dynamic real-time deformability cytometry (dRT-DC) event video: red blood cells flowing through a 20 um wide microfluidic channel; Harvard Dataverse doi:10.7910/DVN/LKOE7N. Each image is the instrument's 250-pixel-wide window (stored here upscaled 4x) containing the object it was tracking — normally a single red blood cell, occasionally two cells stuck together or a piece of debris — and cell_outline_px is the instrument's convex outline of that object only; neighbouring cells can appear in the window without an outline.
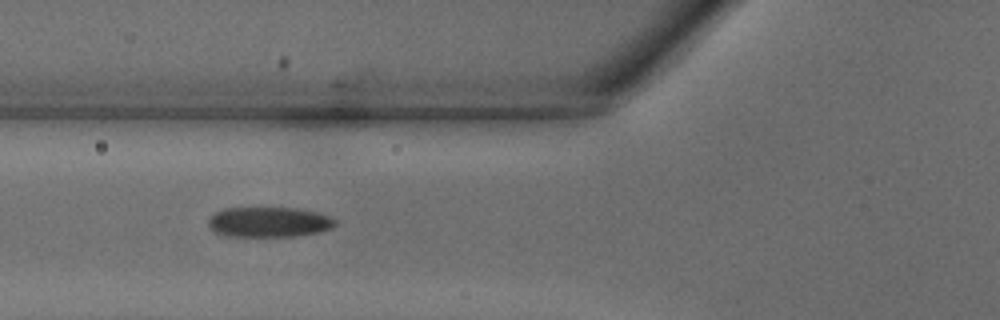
{"species": "common noctule bat (a hibernating species)", "species_latin": "Nyctalus noctula", "temperature_condition": "warm", "stored_images_in_passage": 26, "camera_frame_rate_fps": 3000, "um_per_image_px": 0.085, "animal": {"sex": "male", "body_mass_g": 18.8}, "frame": {"image": 1, "passage_image": 4, "time_ms": 1.0, "image_size_px": [1000, 320], "cell_outline_px": [[336, 224], [332, 228], [320, 232], [296, 236], [224, 236], [212, 232], [208, 228], [208, 220], [212, 212], [224, 208], [296, 208], [316, 212], [332, 216], [336, 220]], "centroid_in_image_um": [22.82, 18.88], "position_along_channel_um": 103.0, "area_um2": 22.72}}
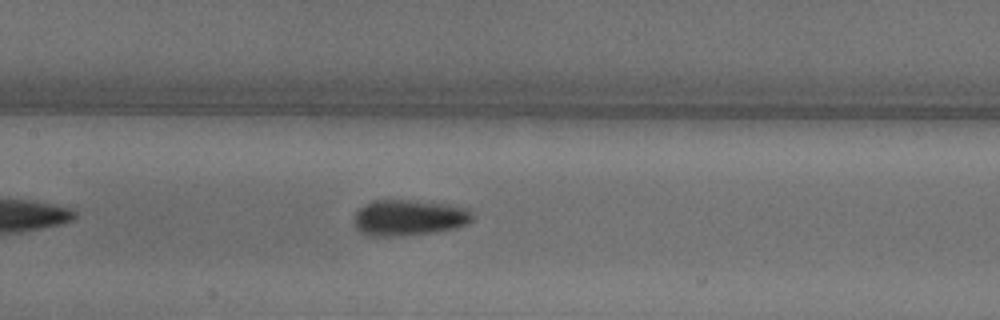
{"frame": {"image": 2, "passage_image": 8, "time_ms": 2.333, "image_size_px": [1000, 320], "cell_outline_px": [[472, 220], [468, 224], [456, 228], [432, 232], [400, 236], [372, 236], [360, 232], [352, 224], [352, 220], [356, 212], [364, 204], [372, 200], [416, 200], [444, 204], [468, 208], [472, 212]], "centroid_in_image_um": [34.72, 18.5], "position_along_channel_um": 172.7, "area_um2": 25.03}}
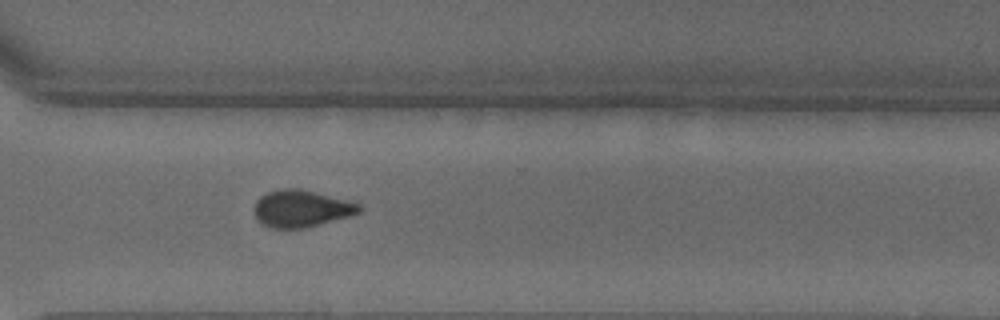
{"frame": {"image": 3, "passage_image": 18, "time_ms": 5.667, "image_size_px": [1000, 320], "cell_outline_px": [[364, 208], [360, 212], [352, 216], [308, 228], [268, 228], [260, 224], [256, 216], [256, 200], [260, 196], [268, 192], [280, 188], [296, 188], [360, 204]], "centroid_in_image_um": [25.62, 17.76], "position_along_channel_um": 345.0, "area_um2": 22.6}}